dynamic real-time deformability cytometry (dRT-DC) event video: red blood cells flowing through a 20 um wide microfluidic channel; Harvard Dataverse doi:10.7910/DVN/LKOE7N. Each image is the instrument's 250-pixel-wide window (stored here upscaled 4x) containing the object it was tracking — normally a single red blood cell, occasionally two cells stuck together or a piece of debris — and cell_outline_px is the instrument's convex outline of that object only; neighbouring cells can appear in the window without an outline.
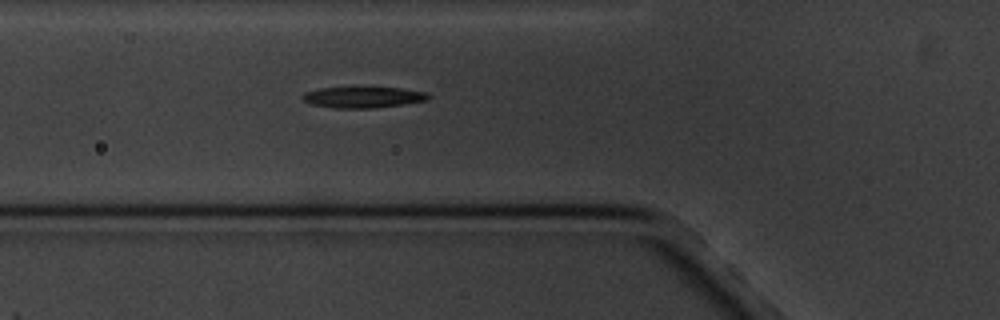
{"species": "common noctule bat (a hibernating species)", "species_latin": "Nyctalus noctula", "temperature_condition": "cold", "stored_images_in_passage": 4, "camera_frame_rate_fps": 3000, "um_per_image_px": 0.085, "animal": {"sex": "male", "body_mass_g": 20.1, "forearm_length_mm": 53.5}, "frame": {"image": 1, "passage_image": 4, "time_ms": 3.333, "image_size_px": [1000, 320], "cell_outline_px": [[428, 100], [404, 104], [376, 108], [332, 108], [312, 104], [304, 100], [300, 96], [304, 92], [320, 88], [400, 88], [428, 92]], "centroid_in_image_um": [30.85, 8.27], "position_along_channel_um": 94.9, "area_um2": 15.32}}